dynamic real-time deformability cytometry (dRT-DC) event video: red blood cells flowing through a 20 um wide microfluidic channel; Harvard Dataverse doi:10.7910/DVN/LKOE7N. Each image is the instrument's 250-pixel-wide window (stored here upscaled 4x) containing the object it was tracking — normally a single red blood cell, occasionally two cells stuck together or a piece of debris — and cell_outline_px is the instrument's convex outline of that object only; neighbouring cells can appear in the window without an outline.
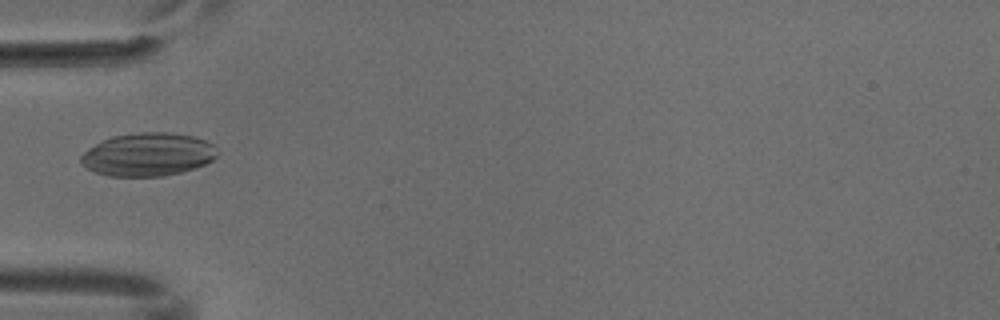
{"species": "common noctule bat (a hibernating species)", "species_latin": "Nyctalus noctula", "temperature_condition": "cold", "stored_images_in_passage": 7, "camera_frame_rate_fps": 3000, "um_per_image_px": 0.085, "animal": {"sex": "male", "body_mass_g": 18.8}, "frame": {"image": 1, "passage_image": 6, "time_ms": 1.667, "image_size_px": [1000, 320], "cell_outline_px": [[216, 156], [212, 160], [196, 168], [164, 176], [108, 176], [96, 172], [80, 164], [80, 156], [84, 152], [96, 144], [112, 136], [140, 132], [172, 132], [192, 136], [204, 140], [212, 144]], "centroid_in_image_um": [12.55, 13.13], "position_along_channel_um": 72.5, "area_um2": 34.04}}
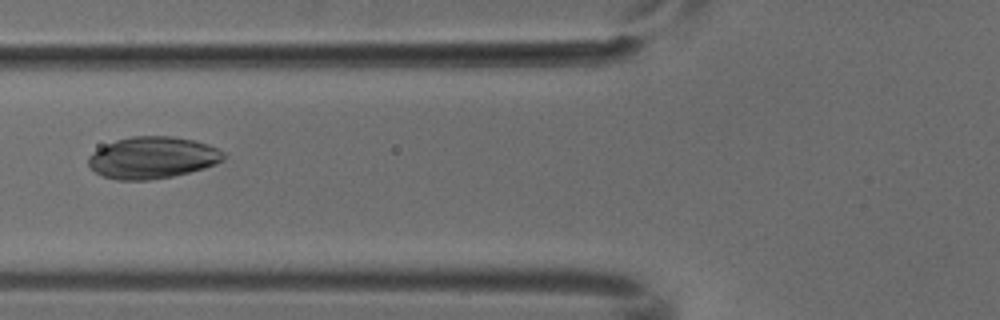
{"frame": {"image": 2, "passage_image": 7, "time_ms": 2.0, "image_size_px": [1000, 320], "cell_outline_px": [[228, 156], [224, 160], [216, 164], [204, 168], [172, 176], [148, 180], [116, 180], [104, 176], [96, 172], [88, 164], [88, 156], [92, 152], [116, 140], [132, 136], [172, 136], [192, 140], [208, 144], [224, 152]], "centroid_in_image_um": [12.98, 13.4], "position_along_channel_um": 112.8, "area_um2": 32.83}}